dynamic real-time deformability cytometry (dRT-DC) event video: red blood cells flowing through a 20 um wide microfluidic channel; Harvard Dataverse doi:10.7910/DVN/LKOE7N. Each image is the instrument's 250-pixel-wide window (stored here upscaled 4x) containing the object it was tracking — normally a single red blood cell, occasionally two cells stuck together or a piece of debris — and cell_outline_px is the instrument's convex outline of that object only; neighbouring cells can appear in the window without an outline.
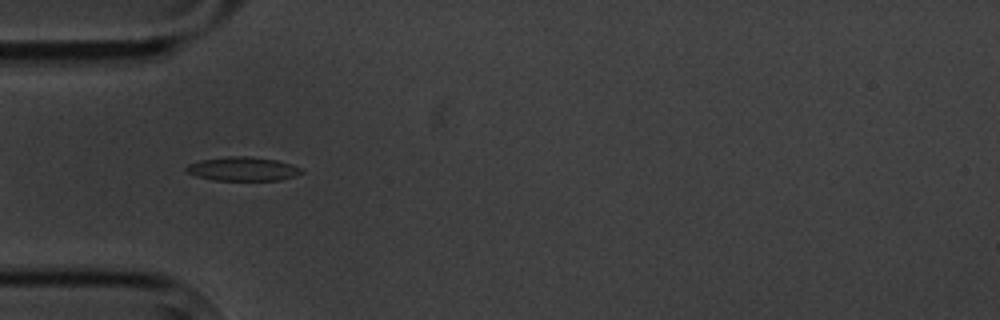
{"species": "common noctule bat (a hibernating species)", "species_latin": "Nyctalus noctula", "temperature_condition": "cold", "stored_images_in_passage": 10, "camera_frame_rate_fps": 3000, "um_per_image_px": 0.085, "animal": {"sex": "male", "body_mass_g": 20.1, "forearm_length_mm": 53.5}, "frame": {"image": 1, "passage_image": 5, "time_ms": 5.0, "image_size_px": [1000, 320], "cell_outline_px": [[304, 172], [280, 180], [212, 180], [196, 176], [188, 172], [184, 168], [188, 164], [200, 160], [228, 156], [248, 156], [276, 160], [292, 164], [304, 168]], "centroid_in_image_um": [20.64, 14.35], "position_along_channel_um": 64.4, "area_um2": 16.07}}
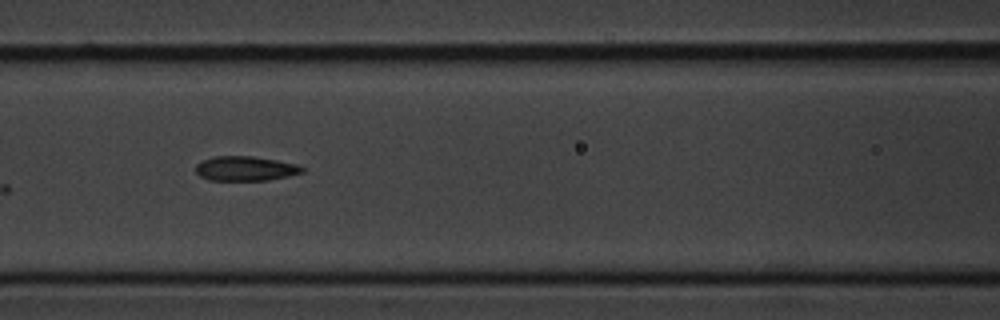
{"frame": {"image": 2, "passage_image": 7, "time_ms": 7.333, "image_size_px": [1000, 320], "cell_outline_px": [[304, 172], [288, 176], [268, 180], [208, 180], [200, 176], [196, 172], [196, 164], [212, 156], [252, 156], [276, 160], [296, 164], [304, 168]], "centroid_in_image_um": [20.85, 14.32], "position_along_channel_um": 145.8, "area_um2": 15.2}}